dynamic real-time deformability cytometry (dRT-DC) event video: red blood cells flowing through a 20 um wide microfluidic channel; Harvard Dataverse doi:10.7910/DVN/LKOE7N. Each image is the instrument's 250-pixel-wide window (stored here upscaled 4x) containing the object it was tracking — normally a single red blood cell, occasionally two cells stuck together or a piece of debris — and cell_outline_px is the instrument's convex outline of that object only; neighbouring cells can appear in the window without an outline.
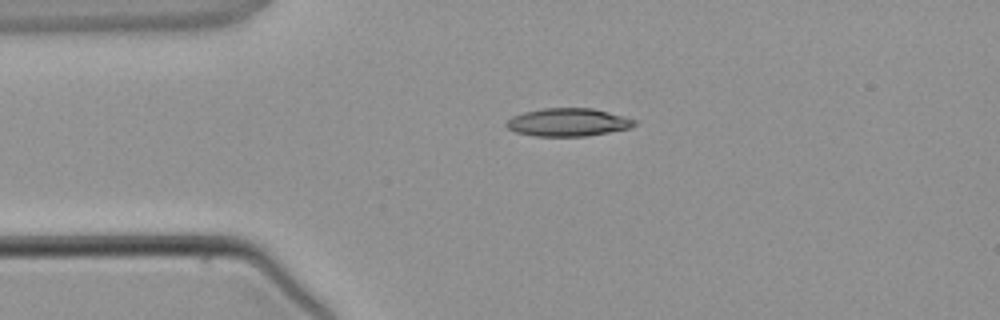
{"species": "common noctule bat (a hibernating species)", "species_latin": "Nyctalus noctula", "temperature_condition": "warm", "stored_images_in_passage": 1, "camera_frame_rate_fps": 3000, "um_per_image_px": 0.085, "animal": {"sex": "male", "body_mass_g": 21.5, "forearm_length_mm": 52.0}, "frame": {"image": 1, "passage_image": 1, "time_ms": 0.0, "image_size_px": [1000, 320], "cell_outline_px": [[636, 124], [628, 128], [588, 136], [536, 136], [516, 132], [508, 128], [504, 124], [512, 116], [524, 112], [544, 108], [592, 108], [624, 116], [636, 120]], "centroid_in_image_um": [48.26, 10.39], "position_along_channel_um": 36.7, "area_um2": 20.75}}